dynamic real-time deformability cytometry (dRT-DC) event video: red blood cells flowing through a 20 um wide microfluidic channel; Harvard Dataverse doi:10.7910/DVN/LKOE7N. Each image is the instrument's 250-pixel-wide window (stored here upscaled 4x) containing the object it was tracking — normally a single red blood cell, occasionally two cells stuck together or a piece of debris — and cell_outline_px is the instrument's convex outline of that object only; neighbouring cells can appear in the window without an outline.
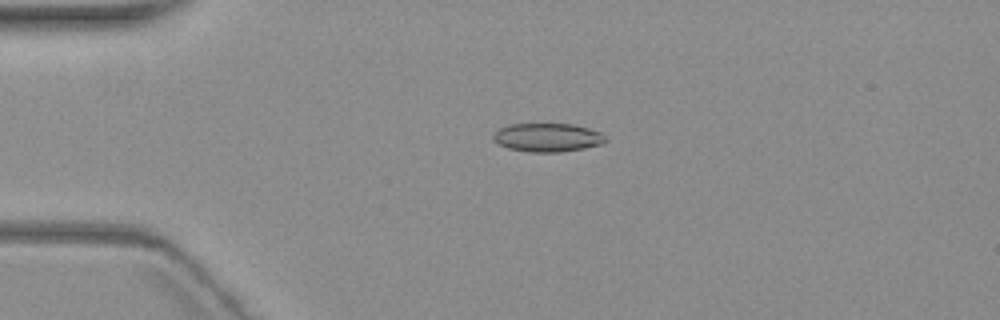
{"species": "common noctule bat (a hibernating species)", "species_latin": "Nyctalus noctula", "temperature_condition": "warm", "stored_images_in_passage": 5, "camera_frame_rate_fps": 3000, "um_per_image_px": 0.085, "animal": {"sex": "female", "body_mass_g": 19.3, "forearm_length_mm": 54.1}, "frame": {"image": 1, "passage_image": 4, "time_ms": 3.667, "image_size_px": [1000, 320], "cell_outline_px": [[604, 140], [600, 144], [560, 152], [528, 152], [508, 148], [500, 144], [492, 136], [500, 128], [512, 124], [572, 124], [588, 128], [600, 132], [604, 136]], "centroid_in_image_um": [46.51, 11.68], "position_along_channel_um": 38.5, "area_um2": 18.21}}